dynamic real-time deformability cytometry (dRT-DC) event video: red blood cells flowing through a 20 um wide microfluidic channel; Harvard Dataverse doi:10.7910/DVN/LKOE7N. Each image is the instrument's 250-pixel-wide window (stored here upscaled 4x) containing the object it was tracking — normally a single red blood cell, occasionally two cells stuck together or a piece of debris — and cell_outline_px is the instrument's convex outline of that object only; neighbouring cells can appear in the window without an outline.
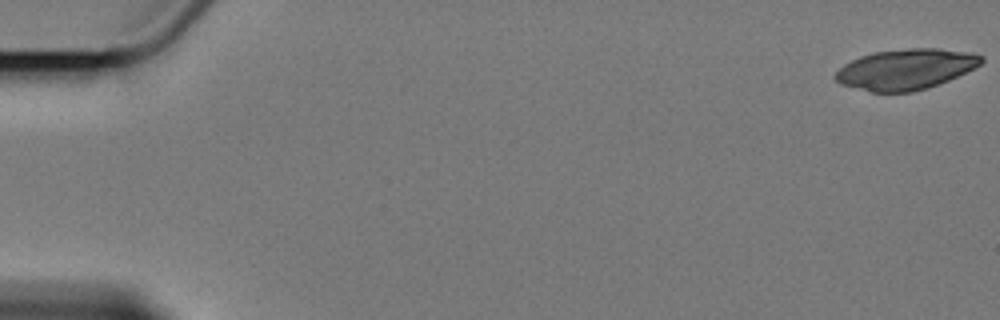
{"species": "Egyptian fruit bat (a non-hibernating species)", "species_latin": "Rousettus aegyptiacus", "temperature_condition": "cold", "stored_images_in_passage": 6, "camera_frame_rate_fps": 3000, "um_per_image_px": 0.085, "animal": {"sex": "female"}, "frame": {"image": 1, "passage_image": 1, "time_ms": 0.0, "image_size_px": [1000, 320], "cell_outline_px": [[984, 60], [980, 64], [948, 80], [928, 88], [912, 92], [872, 92], [840, 84], [832, 76], [844, 64], [860, 56], [876, 52], [908, 48], [936, 48], [968, 52], [984, 56]], "centroid_in_image_um": [76.96, 5.89], "position_along_channel_um": 8.0, "area_um2": 34.22}}